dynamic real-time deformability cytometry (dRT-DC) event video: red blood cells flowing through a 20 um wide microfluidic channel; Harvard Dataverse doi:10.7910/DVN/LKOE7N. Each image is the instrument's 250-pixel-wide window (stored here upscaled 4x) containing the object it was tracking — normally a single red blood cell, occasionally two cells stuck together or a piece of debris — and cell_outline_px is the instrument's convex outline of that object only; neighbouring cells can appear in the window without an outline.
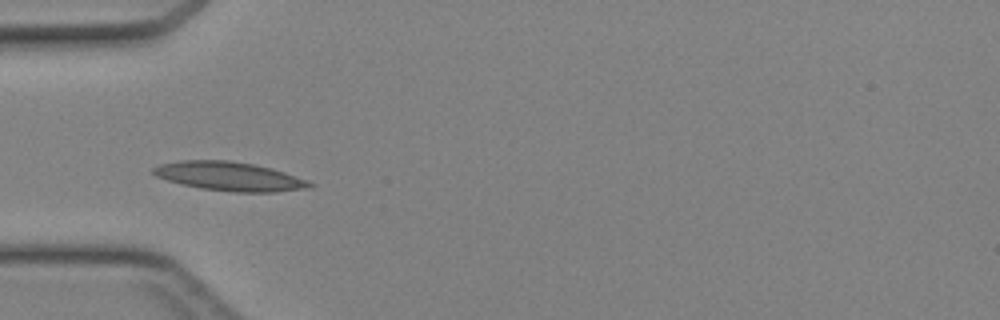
{"species": "Egyptian fruit bat (a non-hibernating species)", "species_latin": "Rousettus aegyptiacus", "temperature_condition": "cold", "stored_images_in_passage": 29, "camera_frame_rate_fps": 3000, "um_per_image_px": 0.085, "animal": {"sex": "female"}, "frame": {"image": 1, "passage_image": 1, "time_ms": 0.0, "image_size_px": [1000, 320], "cell_outline_px": [[316, 184], [312, 188], [276, 192], [236, 192], [200, 188], [180, 184], [156, 176], [152, 172], [152, 168], [160, 164], [180, 160], [228, 160], [252, 164], [272, 168], [284, 172]], "centroid_in_image_um": [19.51, 14.99], "position_along_channel_um": 65.5, "area_um2": 26.36}}
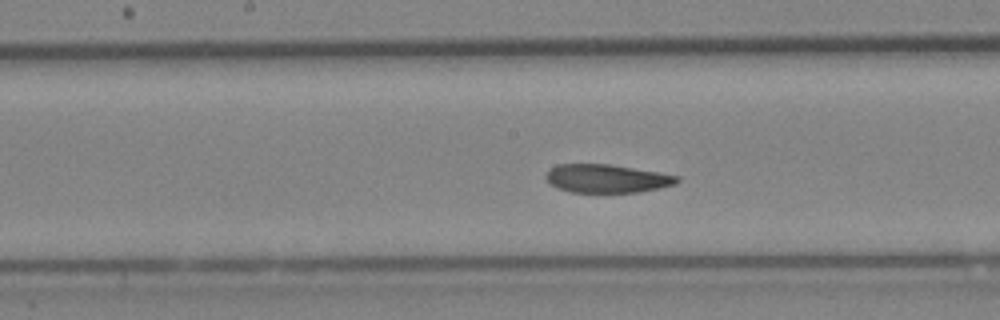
{"frame": {"image": 2, "passage_image": 10, "time_ms": 3.0, "image_size_px": [1000, 320], "cell_outline_px": [[680, 180], [672, 184], [656, 188], [636, 192], [572, 192], [556, 188], [548, 184], [544, 176], [556, 164], [608, 164], [680, 176]], "centroid_in_image_um": [51.49, 15.17], "position_along_channel_um": 196.7, "area_um2": 21.39}}
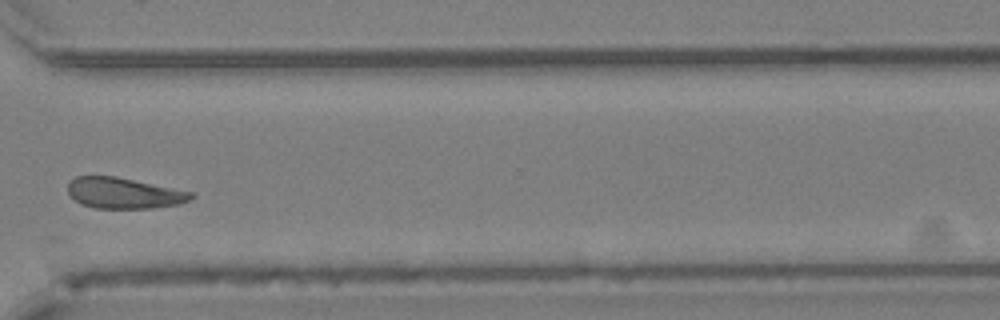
{"frame": {"image": 3, "passage_image": 21, "time_ms": 6.667, "image_size_px": [1000, 320], "cell_outline_px": [[196, 196], [180, 204], [152, 208], [96, 208], [80, 204], [68, 192], [68, 180], [76, 176], [116, 176], [192, 192]], "centroid_in_image_um": [10.51, 16.41], "position_along_channel_um": 360.1, "area_um2": 22.14}}